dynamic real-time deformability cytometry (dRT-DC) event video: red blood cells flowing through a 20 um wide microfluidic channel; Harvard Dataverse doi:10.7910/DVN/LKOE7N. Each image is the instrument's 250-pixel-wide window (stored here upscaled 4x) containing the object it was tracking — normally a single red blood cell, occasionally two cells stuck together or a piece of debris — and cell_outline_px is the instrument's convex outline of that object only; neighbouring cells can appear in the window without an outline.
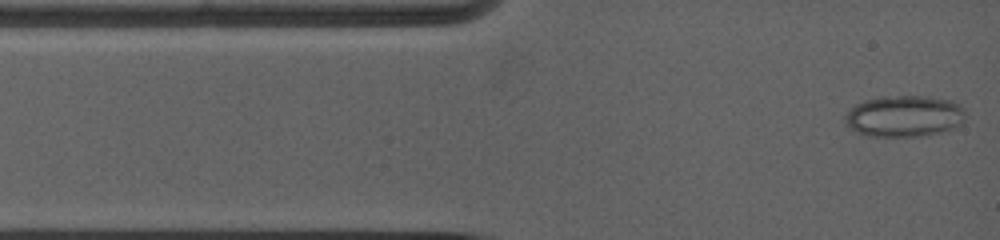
{"species": "common noctule bat (a hibernating species)", "species_latin": "Nyctalus noctula", "temperature_condition": "warm", "stored_images_in_passage": 39, "camera_frame_rate_fps": 5000, "um_per_image_px": 0.085, "animal": {"sex": "female", "body_mass_g": 19.0, "forearm_length_mm": 53.3}, "frame": {"image": 1, "passage_image": 2, "time_ms": 0.2, "image_size_px": [1000, 240], "cell_outline_px": [[956, 124], [948, 128], [932, 132], [888, 136], [860, 132], [852, 128], [848, 124], [848, 112], [852, 108], [868, 100], [900, 96], [916, 96], [944, 100], [952, 104], [956, 108]], "centroid_in_image_um": [76.69, 9.85], "position_along_channel_um": 8.3, "area_um2": 25.43}}
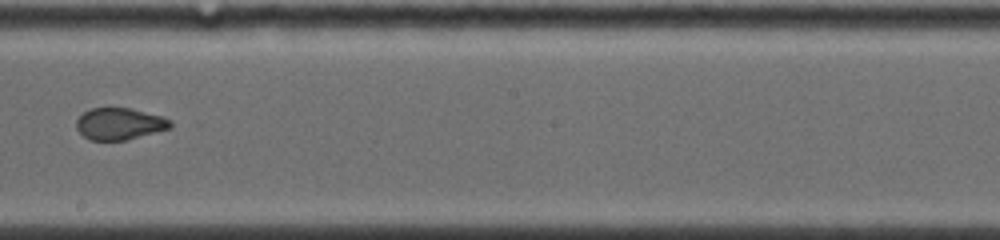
{"frame": {"image": 2, "passage_image": 22, "time_ms": 7.2, "image_size_px": [1000, 240], "cell_outline_px": [[172, 124], [168, 128], [124, 140], [92, 140], [84, 136], [76, 128], [76, 120], [84, 112], [92, 108], [108, 104], [128, 108], [160, 116], [168, 120]], "centroid_in_image_um": [10.06, 10.48], "position_along_channel_um": 238.1, "area_um2": 17.34}}
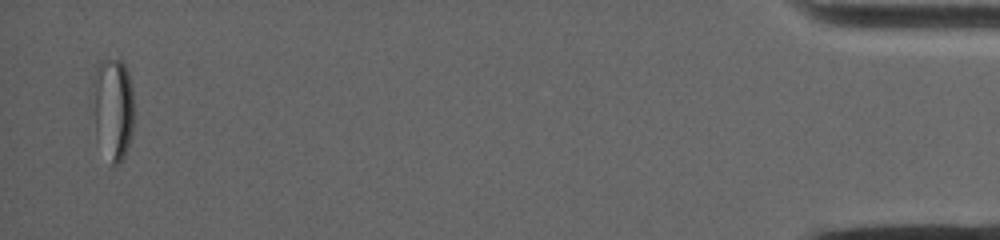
{"frame": {"image": 3, "passage_image": 37, "time_ms": 15.4, "image_size_px": [1000, 240], "cell_outline_px": [[132, 132], [128, 148], [124, 156], [116, 164], [112, 164], [96, 136], [92, 84], [92, 76], [96, 64], [104, 60], [120, 56], [128, 72], [132, 88]], "centroid_in_image_um": [9.59, 9.11], "position_along_channel_um": 425.6, "area_um2": 24.62}, "authors_computed_cell_mechanics": {"area_um2": 19.5364, "velocity_mm_per_s": 3.9171, "shape_relaxation_time_tau1_ms": null, "shape_relaxation_time_tau2_ms": 0.8873, "deformation_change_tau1": null, "deformation_change_tau2": 0.0556}}